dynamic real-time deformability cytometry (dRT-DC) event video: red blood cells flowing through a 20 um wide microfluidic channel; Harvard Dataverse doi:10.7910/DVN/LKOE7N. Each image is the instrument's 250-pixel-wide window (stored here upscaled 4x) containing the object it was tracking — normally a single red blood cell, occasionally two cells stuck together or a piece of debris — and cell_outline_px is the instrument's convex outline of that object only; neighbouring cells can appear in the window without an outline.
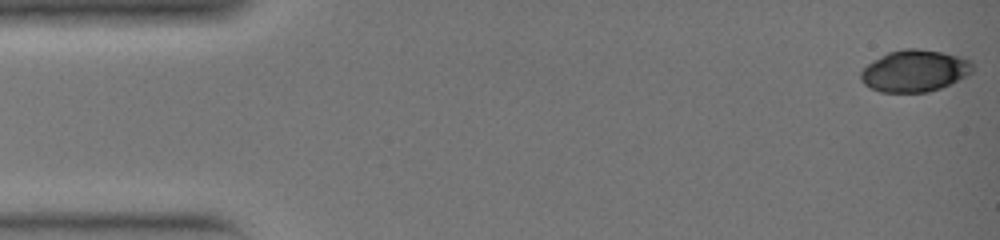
{"species": "common noctule bat (a hibernating species)", "species_latin": "Nyctalus noctula", "temperature_condition": "warm", "stored_images_in_passage": 35, "camera_frame_rate_fps": 3000, "um_per_image_px": 0.085, "animal": {"sex": "female", "body_mass_g": 19.0, "forearm_length_mm": 51.5}, "frame": {"image": 1, "passage_image": 1, "time_ms": 0.0, "image_size_px": [1000, 240], "cell_outline_px": [[972, 72], [940, 88], [928, 92], [880, 92], [864, 84], [860, 80], [860, 72], [868, 64], [880, 56], [888, 52], [904, 48], [916, 48], [964, 56], [972, 60]], "centroid_in_image_um": [77.73, 6.01], "position_along_channel_um": 7.3, "area_um2": 27.17}}
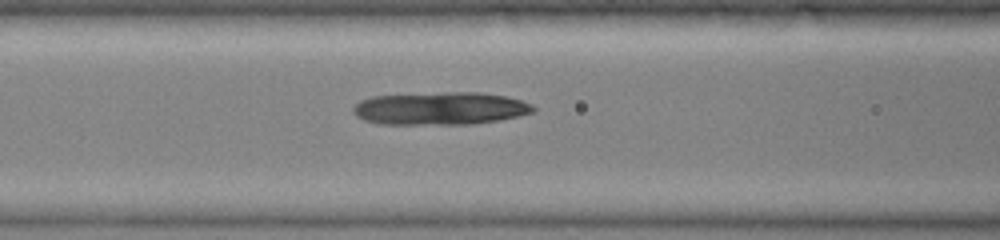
{"frame": {"image": 2, "passage_image": 15, "time_ms": 4.667, "image_size_px": [1000, 240], "cell_outline_px": [[536, 112], [496, 120], [468, 124], [380, 124], [364, 120], [356, 116], [352, 112], [352, 108], [360, 100], [372, 96], [448, 92], [480, 92], [504, 96], [520, 100], [532, 104], [536, 108]], "centroid_in_image_um": [37.4, 9.21], "position_along_channel_um": 129.2, "area_um2": 34.33}}
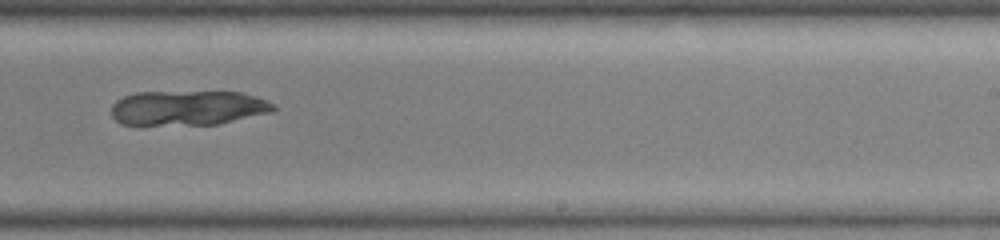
{"frame": {"image": 3, "passage_image": 23, "time_ms": 7.333, "image_size_px": [1000, 240], "cell_outline_px": [[276, 112], [216, 124], [120, 124], [112, 116], [112, 104], [116, 100], [124, 96], [136, 92], [240, 92], [256, 96], [268, 100], [276, 104]], "centroid_in_image_um": [16.03, 9.16], "position_along_channel_um": 273.0, "area_um2": 32.95}}